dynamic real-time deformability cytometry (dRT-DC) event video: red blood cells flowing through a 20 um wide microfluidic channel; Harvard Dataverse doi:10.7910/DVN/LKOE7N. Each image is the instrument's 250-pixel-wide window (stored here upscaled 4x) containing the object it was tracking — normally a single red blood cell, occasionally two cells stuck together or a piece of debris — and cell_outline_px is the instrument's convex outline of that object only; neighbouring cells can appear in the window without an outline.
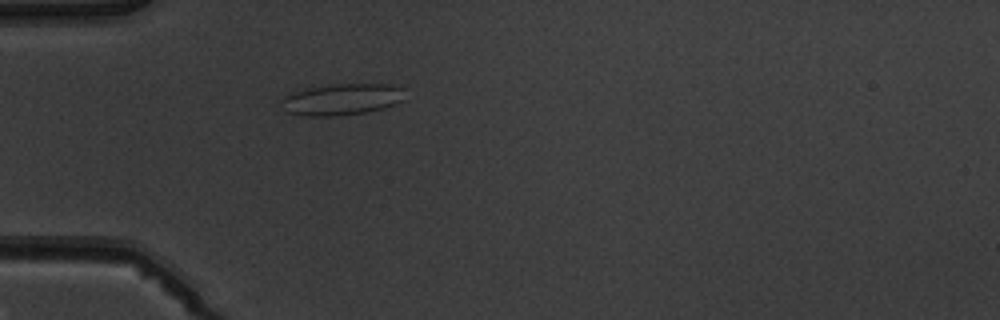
{"species": "common noctule bat (a hibernating species)", "species_latin": "Nyctalus noctula", "temperature_condition": "warm", "stored_images_in_passage": 5, "camera_frame_rate_fps": 3000, "um_per_image_px": 0.085, "animal": {"sex": "male", "body_mass_g": 19.5, "forearm_length_mm": 54.6}, "frame": {"image": 1, "passage_image": 5, "time_ms": 4.667, "image_size_px": [1000, 320], "cell_outline_px": [[404, 100], [384, 108], [368, 112], [336, 116], [308, 116], [284, 112], [280, 104], [280, 100], [288, 92], [308, 88], [336, 84], [392, 84], [404, 88]], "centroid_in_image_um": [29.02, 8.45], "position_along_channel_um": 56.0, "area_um2": 23.06}}